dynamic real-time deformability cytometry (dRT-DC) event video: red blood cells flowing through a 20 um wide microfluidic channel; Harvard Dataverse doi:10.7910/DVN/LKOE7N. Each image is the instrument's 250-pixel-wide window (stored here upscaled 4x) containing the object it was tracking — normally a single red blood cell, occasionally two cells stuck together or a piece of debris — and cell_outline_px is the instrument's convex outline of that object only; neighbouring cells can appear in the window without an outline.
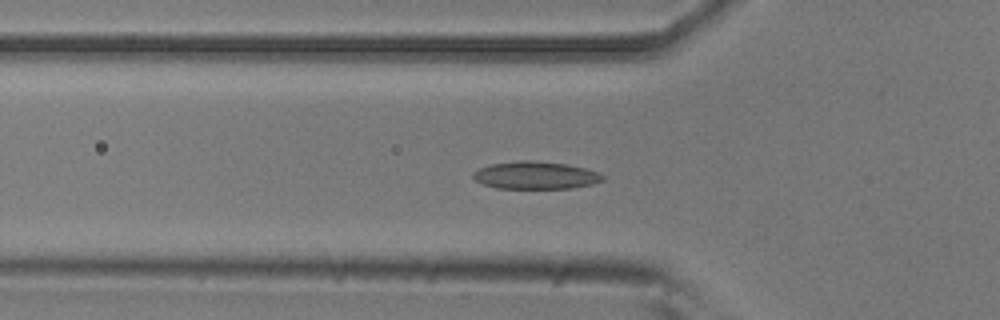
{"species": "common noctule bat (a hibernating species)", "species_latin": "Nyctalus noctula", "temperature_condition": "room temperature", "stored_images_in_passage": 28, "camera_frame_rate_fps": 3000, "um_per_image_px": 0.085, "animal": {"sex": "male", "body_mass_g": 20.5, "forearm_length_mm": 52.5}, "frame": {"image": 1, "passage_image": 18, "time_ms": 5.667, "image_size_px": [1000, 320], "cell_outline_px": [[604, 180], [592, 184], [572, 188], [496, 188], [484, 184], [476, 180], [472, 176], [472, 172], [476, 168], [492, 164], [520, 160], [532, 160], [568, 164], [584, 168], [596, 172], [604, 176]], "centroid_in_image_um": [45.49, 14.89], "position_along_channel_um": 80.3, "area_um2": 20.81}}
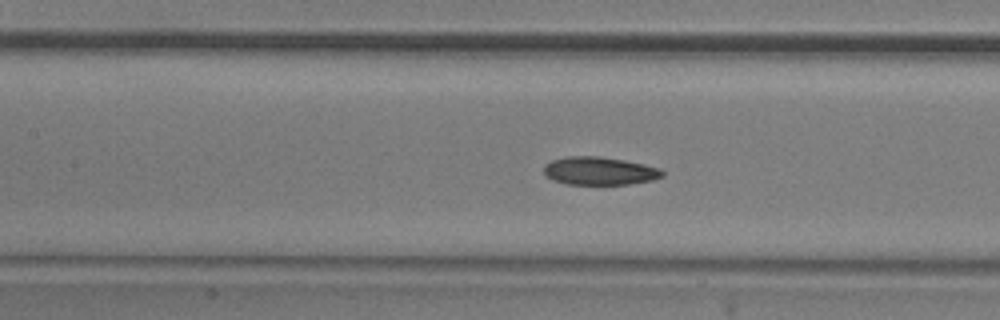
{"frame": {"image": 2, "passage_image": 24, "time_ms": 7.667, "image_size_px": [1000, 320], "cell_outline_px": [[664, 176], [652, 180], [628, 184], [568, 184], [552, 180], [544, 176], [544, 164], [552, 160], [568, 156], [600, 156], [624, 160], [644, 164], [660, 168], [664, 172]], "centroid_in_image_um": [50.94, 14.52], "position_along_channel_um": 156.5, "area_um2": 19.48}}
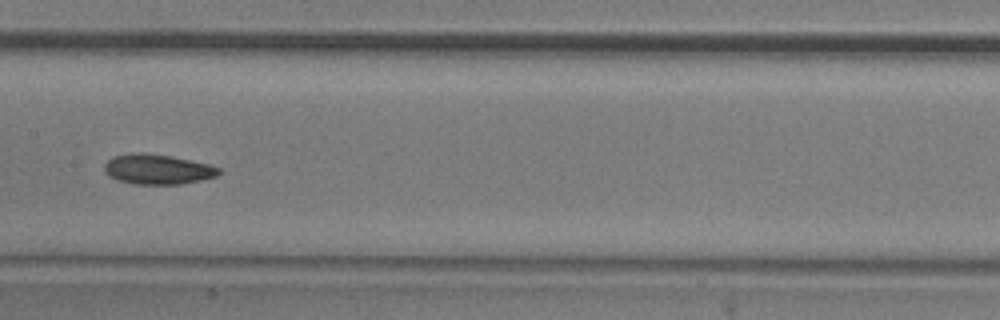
{"frame": {"image": 3, "passage_image": 27, "time_ms": 8.667, "image_size_px": [1000, 320], "cell_outline_px": [[220, 172], [216, 176], [200, 180], [180, 184], [132, 184], [116, 180], [108, 176], [104, 172], [104, 164], [112, 156], [140, 152], [144, 152], [172, 156], [208, 164], [220, 168]], "centroid_in_image_um": [13.34, 14.39], "position_along_channel_um": 194.1, "area_um2": 20.11}}